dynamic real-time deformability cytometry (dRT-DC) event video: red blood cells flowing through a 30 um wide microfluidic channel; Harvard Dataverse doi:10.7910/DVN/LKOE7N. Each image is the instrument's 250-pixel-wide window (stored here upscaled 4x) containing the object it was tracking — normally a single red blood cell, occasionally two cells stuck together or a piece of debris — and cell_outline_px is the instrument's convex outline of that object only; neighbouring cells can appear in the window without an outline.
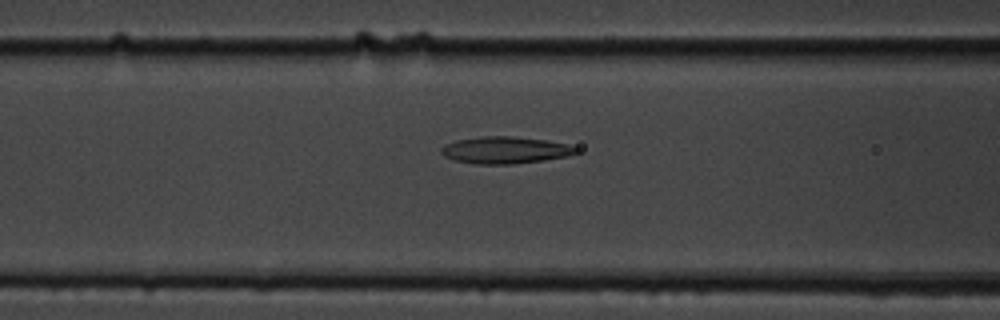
{"species": "common noctule bat (a hibernating species)", "species_latin": "Nyctalus noctula", "temperature_condition": "cold", "stored_images_in_passage": 56, "camera_frame_rate_fps": 3000, "um_per_image_px": 0.085, "animal": {"sex": "male", "body_mass_g": 19.5, "forearm_length_mm": 54.6}, "frame": {"image": 1, "passage_image": 23, "time_ms": 7.333, "image_size_px": [1000, 320], "cell_outline_px": [[580, 152], [568, 156], [544, 160], [512, 164], [476, 164], [456, 160], [444, 156], [440, 152], [440, 148], [444, 144], [456, 140], [480, 136], [512, 136], [544, 140], [568, 144], [580, 148]], "centroid_in_image_um": [42.95, 12.75], "position_along_channel_um": 123.6, "area_um2": 21.33}}
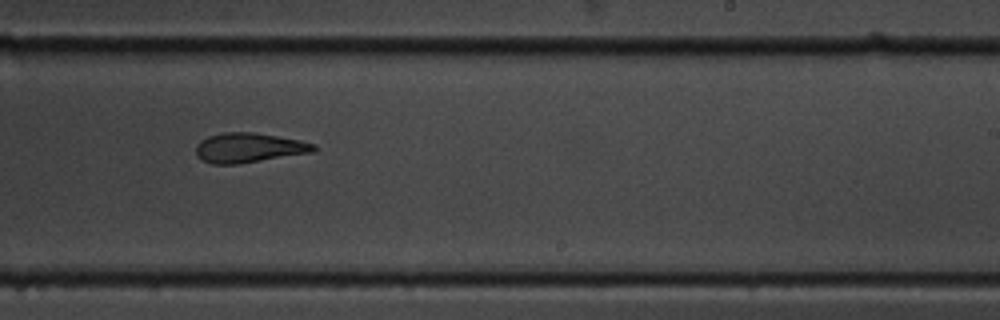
{"frame": {"image": 2, "passage_image": 35, "time_ms": 11.333, "image_size_px": [1000, 320], "cell_outline_px": [[316, 148], [312, 152], [236, 164], [212, 164], [200, 160], [196, 156], [196, 144], [200, 140], [208, 136], [224, 132], [252, 132], [300, 140], [316, 144]], "centroid_in_image_um": [21.09, 12.56], "position_along_channel_um": 267.9, "area_um2": 20.29}}
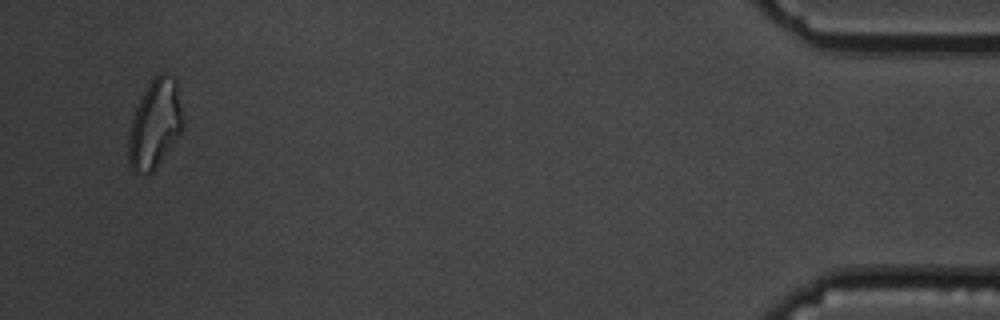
{"frame": {"image": 3, "passage_image": 54, "time_ms": 17.667, "image_size_px": [1000, 320], "cell_outline_px": [[184, 124], [180, 132], [152, 172], [132, 172], [128, 164], [128, 136], [132, 120], [136, 108], [152, 76], [160, 72], [164, 72], [176, 76], [184, 112]], "centroid_in_image_um": [13.19, 10.46], "position_along_channel_um": 422.0, "area_um2": 28.32}, "authors_computed_cell_mechanics": {"area_um2": 22.253, "velocity_mm_per_s": 3.6152, "shape_relaxation_time_tau1_ms": 8.4718, "shape_relaxation_time_tau2_ms": 4.2134, "deformation_change_tau1": 0.213, "deformation_change_tau2": 0.1361}}